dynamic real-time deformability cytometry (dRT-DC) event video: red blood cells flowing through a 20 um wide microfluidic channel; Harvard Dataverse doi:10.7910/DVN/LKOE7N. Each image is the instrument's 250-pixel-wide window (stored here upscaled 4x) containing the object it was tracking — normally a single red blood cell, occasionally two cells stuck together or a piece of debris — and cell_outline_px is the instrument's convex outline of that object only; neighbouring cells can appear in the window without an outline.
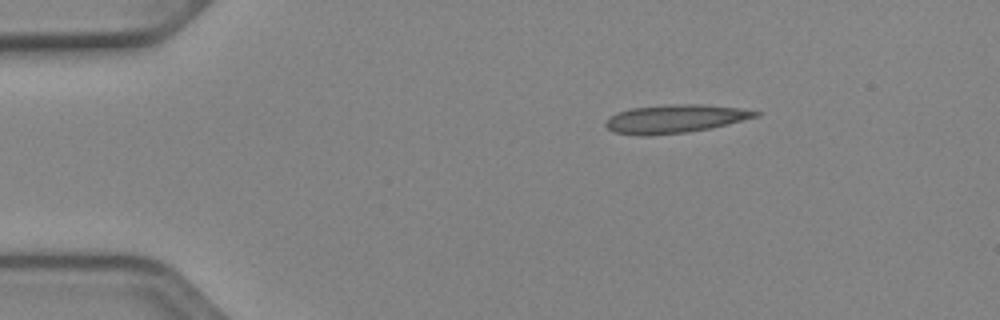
{"species": "Egyptian fruit bat (a non-hibernating species)", "species_latin": "Rousettus aegyptiacus", "temperature_condition": "cold", "stored_images_in_passage": 7, "camera_frame_rate_fps": 3000, "um_per_image_px": 0.085, "animal": {"sex": "female"}, "frame": {"image": 1, "passage_image": 1, "time_ms": 0.0, "image_size_px": [1000, 320], "cell_outline_px": [[760, 112], [756, 116], [724, 124], [704, 128], [680, 132], [616, 132], [608, 128], [608, 120], [612, 116], [620, 112], [636, 108], [732, 108]], "centroid_in_image_um": [57.35, 10.12], "position_along_channel_um": 27.6, "area_um2": 20.46}}